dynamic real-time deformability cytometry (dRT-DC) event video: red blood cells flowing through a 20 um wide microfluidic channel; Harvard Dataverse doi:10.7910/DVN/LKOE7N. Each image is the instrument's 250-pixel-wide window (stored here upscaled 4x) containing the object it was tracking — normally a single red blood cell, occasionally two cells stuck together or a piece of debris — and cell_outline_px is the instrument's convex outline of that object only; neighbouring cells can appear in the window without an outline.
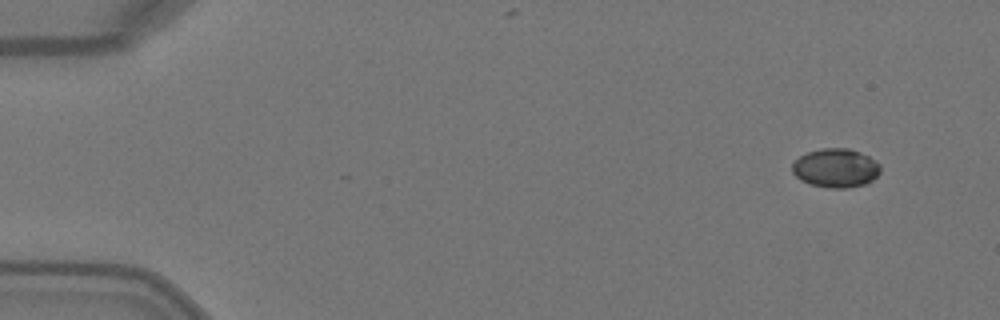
{"species": "Egyptian fruit bat (a non-hibernating species)", "species_latin": "Rousettus aegyptiacus", "temperature_condition": "warm", "stored_images_in_passage": 47, "camera_frame_rate_fps": 3000, "um_per_image_px": 0.085, "animal": {"sex": "female"}, "frame": {"image": 1, "passage_image": 1, "time_ms": 0.0, "image_size_px": [1000, 320], "cell_outline_px": [[880, 172], [872, 180], [864, 184], [844, 188], [828, 188], [812, 184], [800, 180], [792, 172], [792, 164], [800, 156], [808, 152], [824, 148], [848, 148], [860, 152], [876, 160], [880, 164]], "centroid_in_image_um": [71.04, 14.28], "position_along_channel_um": 14.0, "area_um2": 19.88}}
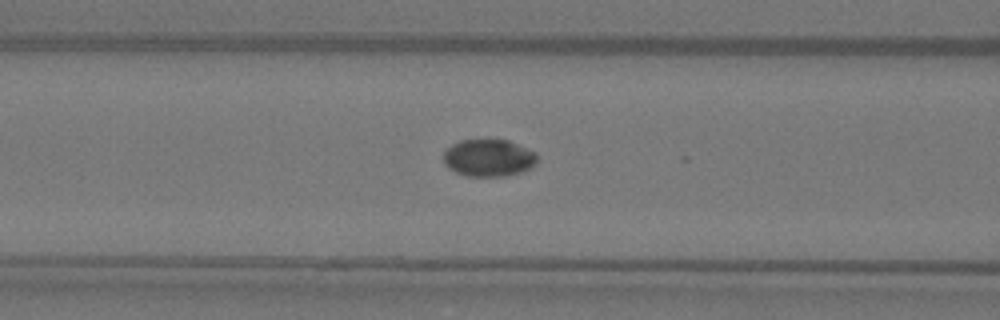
{"frame": {"image": 2, "passage_image": 18, "time_ms": 5.667, "image_size_px": [1000, 320], "cell_outline_px": [[536, 164], [524, 172], [504, 176], [468, 176], [456, 172], [448, 168], [444, 164], [444, 152], [452, 144], [460, 140], [508, 140], [536, 152]], "centroid_in_image_um": [41.54, 13.43], "position_along_channel_um": 125.1, "area_um2": 20.35}}
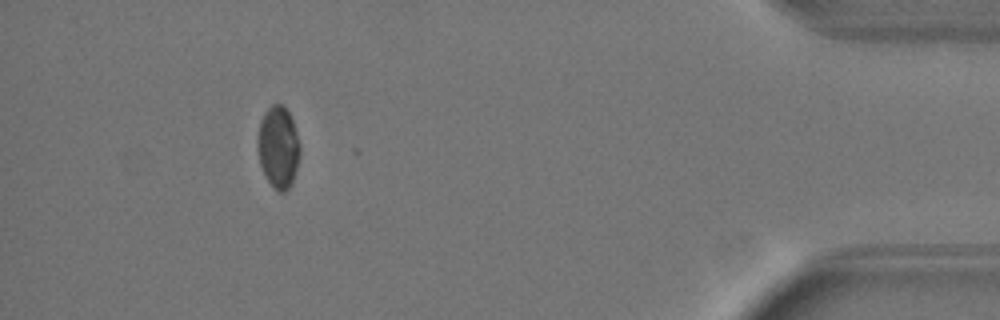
{"frame": {"image": 3, "passage_image": 43, "time_ms": 14.0, "image_size_px": [1000, 320], "cell_outline_px": [[300, 152], [296, 168], [292, 180], [288, 188], [284, 192], [280, 192], [268, 180], [260, 164], [256, 148], [256, 140], [260, 120], [264, 112], [272, 104], [284, 104], [292, 120], [300, 144]], "centroid_in_image_um": [23.62, 12.45], "position_along_channel_um": 411.6, "area_um2": 20.11}, "authors_computed_cell_mechanics": {"area_um2": 20.4612, "velocity_mm_per_s": 4.1166, "shape_relaxation_time_tau1_ms": 5.7578, "shape_relaxation_time_tau2_ms": null, "deformation_change_tau1": 0.0933, "deformation_change_tau2": null}}